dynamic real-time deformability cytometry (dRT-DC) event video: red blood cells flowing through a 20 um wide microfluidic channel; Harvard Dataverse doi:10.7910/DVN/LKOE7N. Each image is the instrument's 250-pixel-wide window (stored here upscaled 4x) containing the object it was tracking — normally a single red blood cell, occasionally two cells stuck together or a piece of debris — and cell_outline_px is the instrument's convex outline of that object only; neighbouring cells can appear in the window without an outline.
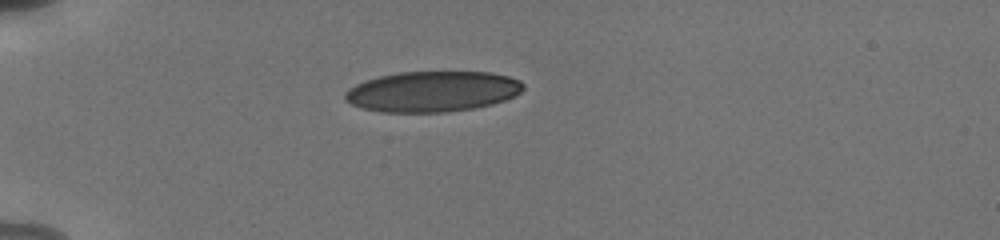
{"species": "human", "species_latin": "Homo sapiens", "temperature_condition": "cold", "stored_images_in_passage": 40, "camera_frame_rate_fps": 3000, "um_per_image_px": 0.085, "donor": {"sex": "male"}, "frame": {"image": 1, "passage_image": 1, "time_ms": 0.0, "image_size_px": [1000, 240], "cell_outline_px": [[524, 88], [520, 92], [504, 100], [492, 104], [472, 108], [448, 112], [380, 112], [360, 108], [344, 100], [344, 92], [348, 88], [364, 80], [380, 76], [400, 72], [492, 72], [508, 76], [520, 80], [524, 84]], "centroid_in_image_um": [36.72, 7.78], "position_along_channel_um": 48.3, "area_um2": 42.31}}
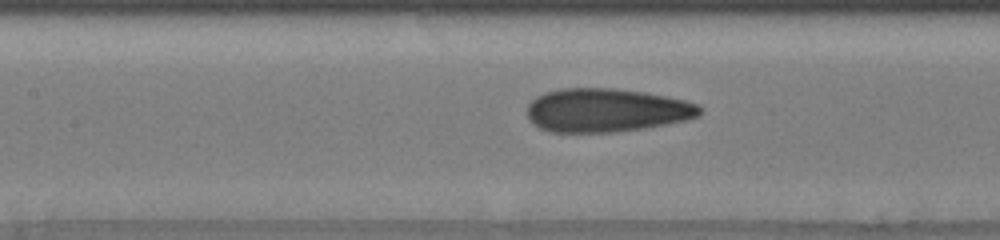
{"frame": {"image": 2, "passage_image": 12, "time_ms": 3.667, "image_size_px": [1000, 240], "cell_outline_px": [[704, 108], [700, 116], [684, 120], [644, 128], [612, 132], [552, 132], [540, 128], [532, 124], [528, 120], [528, 104], [536, 96], [544, 92], [560, 88], [616, 88], [644, 92], [684, 100], [700, 104]], "centroid_in_image_um": [51.53, 9.36], "position_along_channel_um": 155.9, "area_um2": 44.04}}
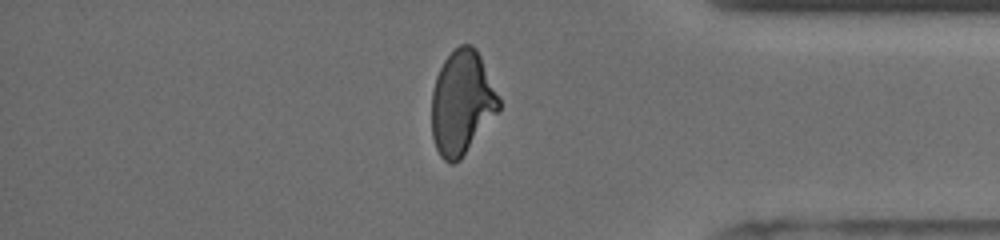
{"frame": {"image": 3, "passage_image": 32, "time_ms": 10.333, "image_size_px": [1000, 240], "cell_outline_px": [[500, 108], [460, 160], [452, 164], [448, 164], [440, 156], [436, 148], [432, 136], [432, 92], [436, 76], [444, 60], [460, 44], [472, 44], [476, 48], [480, 56], [500, 100]], "centroid_in_image_um": [39.24, 8.74], "position_along_channel_um": 396.0, "area_um2": 40.29}, "authors_computed_cell_mechanics": {"area_um2": 42.7431, "velocity_mm_per_s": 3.8315, "shape_relaxation_time_tau1_ms": null, "shape_relaxation_time_tau2_ms": 1.071, "deformation_change_tau1": null, "deformation_change_tau2": 0.076}}